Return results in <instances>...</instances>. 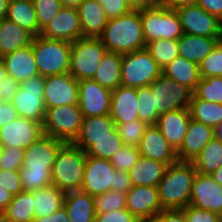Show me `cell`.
<instances>
[{"mask_svg": "<svg viewBox=\"0 0 222 222\" xmlns=\"http://www.w3.org/2000/svg\"><path fill=\"white\" fill-rule=\"evenodd\" d=\"M82 120L78 104L46 108L43 133L65 143H73L80 132Z\"/></svg>", "mask_w": 222, "mask_h": 222, "instance_id": "52a82bcc", "label": "cell"}, {"mask_svg": "<svg viewBox=\"0 0 222 222\" xmlns=\"http://www.w3.org/2000/svg\"><path fill=\"white\" fill-rule=\"evenodd\" d=\"M137 104L139 119L147 125H155L159 115L149 86L137 88Z\"/></svg>", "mask_w": 222, "mask_h": 222, "instance_id": "ab89813d", "label": "cell"}, {"mask_svg": "<svg viewBox=\"0 0 222 222\" xmlns=\"http://www.w3.org/2000/svg\"><path fill=\"white\" fill-rule=\"evenodd\" d=\"M63 7L77 8L84 0H60Z\"/></svg>", "mask_w": 222, "mask_h": 222, "instance_id": "e7e4bbea", "label": "cell"}, {"mask_svg": "<svg viewBox=\"0 0 222 222\" xmlns=\"http://www.w3.org/2000/svg\"><path fill=\"white\" fill-rule=\"evenodd\" d=\"M0 186L13 196L23 191L20 171L0 170Z\"/></svg>", "mask_w": 222, "mask_h": 222, "instance_id": "681fc988", "label": "cell"}, {"mask_svg": "<svg viewBox=\"0 0 222 222\" xmlns=\"http://www.w3.org/2000/svg\"><path fill=\"white\" fill-rule=\"evenodd\" d=\"M192 163L198 173L211 175L222 165V142L214 137Z\"/></svg>", "mask_w": 222, "mask_h": 222, "instance_id": "e575fe53", "label": "cell"}, {"mask_svg": "<svg viewBox=\"0 0 222 222\" xmlns=\"http://www.w3.org/2000/svg\"><path fill=\"white\" fill-rule=\"evenodd\" d=\"M106 52L100 38L82 37L72 42L69 74L77 81L92 79Z\"/></svg>", "mask_w": 222, "mask_h": 222, "instance_id": "9c48e42d", "label": "cell"}, {"mask_svg": "<svg viewBox=\"0 0 222 222\" xmlns=\"http://www.w3.org/2000/svg\"><path fill=\"white\" fill-rule=\"evenodd\" d=\"M189 205L222 216V185L214 181L210 175L197 172L192 184Z\"/></svg>", "mask_w": 222, "mask_h": 222, "instance_id": "ac0fdd59", "label": "cell"}, {"mask_svg": "<svg viewBox=\"0 0 222 222\" xmlns=\"http://www.w3.org/2000/svg\"><path fill=\"white\" fill-rule=\"evenodd\" d=\"M77 11L81 22L82 36L99 38L108 21L99 1L84 0L78 5Z\"/></svg>", "mask_w": 222, "mask_h": 222, "instance_id": "cb8c5ba5", "label": "cell"}, {"mask_svg": "<svg viewBox=\"0 0 222 222\" xmlns=\"http://www.w3.org/2000/svg\"><path fill=\"white\" fill-rule=\"evenodd\" d=\"M201 78L222 76V39L215 48L199 63Z\"/></svg>", "mask_w": 222, "mask_h": 222, "instance_id": "7bdbcfd3", "label": "cell"}, {"mask_svg": "<svg viewBox=\"0 0 222 222\" xmlns=\"http://www.w3.org/2000/svg\"><path fill=\"white\" fill-rule=\"evenodd\" d=\"M65 194L53 184L33 191L35 218L54 214L63 207Z\"/></svg>", "mask_w": 222, "mask_h": 222, "instance_id": "836d02e7", "label": "cell"}, {"mask_svg": "<svg viewBox=\"0 0 222 222\" xmlns=\"http://www.w3.org/2000/svg\"><path fill=\"white\" fill-rule=\"evenodd\" d=\"M214 135L222 142V121L214 128Z\"/></svg>", "mask_w": 222, "mask_h": 222, "instance_id": "a7ac6f4b", "label": "cell"}, {"mask_svg": "<svg viewBox=\"0 0 222 222\" xmlns=\"http://www.w3.org/2000/svg\"><path fill=\"white\" fill-rule=\"evenodd\" d=\"M157 4L168 9L176 10L184 6L196 5L198 4V0H160Z\"/></svg>", "mask_w": 222, "mask_h": 222, "instance_id": "91938a15", "label": "cell"}, {"mask_svg": "<svg viewBox=\"0 0 222 222\" xmlns=\"http://www.w3.org/2000/svg\"><path fill=\"white\" fill-rule=\"evenodd\" d=\"M193 94L198 99L222 104V76L201 78Z\"/></svg>", "mask_w": 222, "mask_h": 222, "instance_id": "60d3db41", "label": "cell"}, {"mask_svg": "<svg viewBox=\"0 0 222 222\" xmlns=\"http://www.w3.org/2000/svg\"><path fill=\"white\" fill-rule=\"evenodd\" d=\"M197 171L192 162L177 161L168 165L158 183V199L163 210L183 209L190 203L192 184Z\"/></svg>", "mask_w": 222, "mask_h": 222, "instance_id": "3957f363", "label": "cell"}, {"mask_svg": "<svg viewBox=\"0 0 222 222\" xmlns=\"http://www.w3.org/2000/svg\"><path fill=\"white\" fill-rule=\"evenodd\" d=\"M161 74L162 69L146 48L122 54L121 86L132 88L146 87Z\"/></svg>", "mask_w": 222, "mask_h": 222, "instance_id": "ba28073f", "label": "cell"}, {"mask_svg": "<svg viewBox=\"0 0 222 222\" xmlns=\"http://www.w3.org/2000/svg\"><path fill=\"white\" fill-rule=\"evenodd\" d=\"M18 117L14 106L11 101L2 102L0 104V128L15 120Z\"/></svg>", "mask_w": 222, "mask_h": 222, "instance_id": "9f6ffc18", "label": "cell"}, {"mask_svg": "<svg viewBox=\"0 0 222 222\" xmlns=\"http://www.w3.org/2000/svg\"><path fill=\"white\" fill-rule=\"evenodd\" d=\"M116 124L109 115L83 117L80 132L76 139H102L110 136Z\"/></svg>", "mask_w": 222, "mask_h": 222, "instance_id": "8d00e7d4", "label": "cell"}, {"mask_svg": "<svg viewBox=\"0 0 222 222\" xmlns=\"http://www.w3.org/2000/svg\"><path fill=\"white\" fill-rule=\"evenodd\" d=\"M147 126L148 125L140 119L116 124L119 136L123 140L124 145L134 147H138Z\"/></svg>", "mask_w": 222, "mask_h": 222, "instance_id": "ee69618b", "label": "cell"}, {"mask_svg": "<svg viewBox=\"0 0 222 222\" xmlns=\"http://www.w3.org/2000/svg\"><path fill=\"white\" fill-rule=\"evenodd\" d=\"M13 199V195L0 186V212H5Z\"/></svg>", "mask_w": 222, "mask_h": 222, "instance_id": "6125c7cd", "label": "cell"}, {"mask_svg": "<svg viewBox=\"0 0 222 222\" xmlns=\"http://www.w3.org/2000/svg\"><path fill=\"white\" fill-rule=\"evenodd\" d=\"M149 87L154 94L158 115L177 109L189 108L193 92L163 73Z\"/></svg>", "mask_w": 222, "mask_h": 222, "instance_id": "8fae6325", "label": "cell"}, {"mask_svg": "<svg viewBox=\"0 0 222 222\" xmlns=\"http://www.w3.org/2000/svg\"><path fill=\"white\" fill-rule=\"evenodd\" d=\"M112 91L93 79L78 81V106L83 117L110 114Z\"/></svg>", "mask_w": 222, "mask_h": 222, "instance_id": "5bb4252c", "label": "cell"}, {"mask_svg": "<svg viewBox=\"0 0 222 222\" xmlns=\"http://www.w3.org/2000/svg\"><path fill=\"white\" fill-rule=\"evenodd\" d=\"M138 147L124 145L110 160L115 170L128 172L139 160Z\"/></svg>", "mask_w": 222, "mask_h": 222, "instance_id": "bcb514c9", "label": "cell"}, {"mask_svg": "<svg viewBox=\"0 0 222 222\" xmlns=\"http://www.w3.org/2000/svg\"><path fill=\"white\" fill-rule=\"evenodd\" d=\"M46 108L78 104V81L69 73L44 77Z\"/></svg>", "mask_w": 222, "mask_h": 222, "instance_id": "2e32d148", "label": "cell"}, {"mask_svg": "<svg viewBox=\"0 0 222 222\" xmlns=\"http://www.w3.org/2000/svg\"><path fill=\"white\" fill-rule=\"evenodd\" d=\"M141 157L161 161L167 165L178 161L177 151L165 139L156 125H148L138 145Z\"/></svg>", "mask_w": 222, "mask_h": 222, "instance_id": "ffe728a7", "label": "cell"}, {"mask_svg": "<svg viewBox=\"0 0 222 222\" xmlns=\"http://www.w3.org/2000/svg\"><path fill=\"white\" fill-rule=\"evenodd\" d=\"M137 88L119 86L112 90L110 116L115 124L139 119Z\"/></svg>", "mask_w": 222, "mask_h": 222, "instance_id": "603a6c76", "label": "cell"}, {"mask_svg": "<svg viewBox=\"0 0 222 222\" xmlns=\"http://www.w3.org/2000/svg\"><path fill=\"white\" fill-rule=\"evenodd\" d=\"M73 144L84 150L87 156L109 160L124 146L117 128L106 138L75 139Z\"/></svg>", "mask_w": 222, "mask_h": 222, "instance_id": "83f0119b", "label": "cell"}, {"mask_svg": "<svg viewBox=\"0 0 222 222\" xmlns=\"http://www.w3.org/2000/svg\"><path fill=\"white\" fill-rule=\"evenodd\" d=\"M39 75L69 73L71 42L34 36L31 44Z\"/></svg>", "mask_w": 222, "mask_h": 222, "instance_id": "5b68a950", "label": "cell"}, {"mask_svg": "<svg viewBox=\"0 0 222 222\" xmlns=\"http://www.w3.org/2000/svg\"><path fill=\"white\" fill-rule=\"evenodd\" d=\"M212 179L216 181L218 184L222 185V165L211 175Z\"/></svg>", "mask_w": 222, "mask_h": 222, "instance_id": "03108f58", "label": "cell"}, {"mask_svg": "<svg viewBox=\"0 0 222 222\" xmlns=\"http://www.w3.org/2000/svg\"><path fill=\"white\" fill-rule=\"evenodd\" d=\"M34 35L7 18L0 25V57L32 44Z\"/></svg>", "mask_w": 222, "mask_h": 222, "instance_id": "484cf974", "label": "cell"}, {"mask_svg": "<svg viewBox=\"0 0 222 222\" xmlns=\"http://www.w3.org/2000/svg\"><path fill=\"white\" fill-rule=\"evenodd\" d=\"M181 210L184 212L187 222H222L221 215L192 205H188Z\"/></svg>", "mask_w": 222, "mask_h": 222, "instance_id": "c3c4849f", "label": "cell"}, {"mask_svg": "<svg viewBox=\"0 0 222 222\" xmlns=\"http://www.w3.org/2000/svg\"><path fill=\"white\" fill-rule=\"evenodd\" d=\"M128 7L133 11L150 9L157 3L154 0H126Z\"/></svg>", "mask_w": 222, "mask_h": 222, "instance_id": "94428289", "label": "cell"}, {"mask_svg": "<svg viewBox=\"0 0 222 222\" xmlns=\"http://www.w3.org/2000/svg\"><path fill=\"white\" fill-rule=\"evenodd\" d=\"M65 142L42 135L24 151L20 171L23 191H37L52 184V167Z\"/></svg>", "mask_w": 222, "mask_h": 222, "instance_id": "6da1fadb", "label": "cell"}, {"mask_svg": "<svg viewBox=\"0 0 222 222\" xmlns=\"http://www.w3.org/2000/svg\"><path fill=\"white\" fill-rule=\"evenodd\" d=\"M24 151L17 147L1 148L0 170L19 171L23 165Z\"/></svg>", "mask_w": 222, "mask_h": 222, "instance_id": "7dc6e473", "label": "cell"}, {"mask_svg": "<svg viewBox=\"0 0 222 222\" xmlns=\"http://www.w3.org/2000/svg\"><path fill=\"white\" fill-rule=\"evenodd\" d=\"M167 167L166 163L140 156L128 174L133 186L157 187L164 177Z\"/></svg>", "mask_w": 222, "mask_h": 222, "instance_id": "4316f807", "label": "cell"}, {"mask_svg": "<svg viewBox=\"0 0 222 222\" xmlns=\"http://www.w3.org/2000/svg\"><path fill=\"white\" fill-rule=\"evenodd\" d=\"M19 88L20 82L16 81L12 76L7 74V76H5L3 81L0 83V97L2 101H11Z\"/></svg>", "mask_w": 222, "mask_h": 222, "instance_id": "f5cc1de1", "label": "cell"}, {"mask_svg": "<svg viewBox=\"0 0 222 222\" xmlns=\"http://www.w3.org/2000/svg\"><path fill=\"white\" fill-rule=\"evenodd\" d=\"M9 0H0V20L6 18Z\"/></svg>", "mask_w": 222, "mask_h": 222, "instance_id": "be15d7a7", "label": "cell"}, {"mask_svg": "<svg viewBox=\"0 0 222 222\" xmlns=\"http://www.w3.org/2000/svg\"><path fill=\"white\" fill-rule=\"evenodd\" d=\"M70 222H94L96 210L92 204V196L82 190L65 194L64 204Z\"/></svg>", "mask_w": 222, "mask_h": 222, "instance_id": "f546056e", "label": "cell"}, {"mask_svg": "<svg viewBox=\"0 0 222 222\" xmlns=\"http://www.w3.org/2000/svg\"><path fill=\"white\" fill-rule=\"evenodd\" d=\"M152 222H187L184 212L181 209L162 210L154 217Z\"/></svg>", "mask_w": 222, "mask_h": 222, "instance_id": "db71d44e", "label": "cell"}, {"mask_svg": "<svg viewBox=\"0 0 222 222\" xmlns=\"http://www.w3.org/2000/svg\"><path fill=\"white\" fill-rule=\"evenodd\" d=\"M0 222H13L4 212H0Z\"/></svg>", "mask_w": 222, "mask_h": 222, "instance_id": "89a4df30", "label": "cell"}, {"mask_svg": "<svg viewBox=\"0 0 222 222\" xmlns=\"http://www.w3.org/2000/svg\"><path fill=\"white\" fill-rule=\"evenodd\" d=\"M6 18L31 32L34 36L40 35L41 30L36 18L33 0L9 1Z\"/></svg>", "mask_w": 222, "mask_h": 222, "instance_id": "d6a6232c", "label": "cell"}, {"mask_svg": "<svg viewBox=\"0 0 222 222\" xmlns=\"http://www.w3.org/2000/svg\"><path fill=\"white\" fill-rule=\"evenodd\" d=\"M145 43L159 39L178 40L183 28L176 10L156 4L150 9L140 10Z\"/></svg>", "mask_w": 222, "mask_h": 222, "instance_id": "8992f818", "label": "cell"}, {"mask_svg": "<svg viewBox=\"0 0 222 222\" xmlns=\"http://www.w3.org/2000/svg\"><path fill=\"white\" fill-rule=\"evenodd\" d=\"M33 222H70V219L65 207L63 206L54 214L34 218Z\"/></svg>", "mask_w": 222, "mask_h": 222, "instance_id": "680465c9", "label": "cell"}, {"mask_svg": "<svg viewBox=\"0 0 222 222\" xmlns=\"http://www.w3.org/2000/svg\"><path fill=\"white\" fill-rule=\"evenodd\" d=\"M190 120L189 108H183L160 115L155 125L165 139L177 150L182 145Z\"/></svg>", "mask_w": 222, "mask_h": 222, "instance_id": "7402d4cb", "label": "cell"}, {"mask_svg": "<svg viewBox=\"0 0 222 222\" xmlns=\"http://www.w3.org/2000/svg\"><path fill=\"white\" fill-rule=\"evenodd\" d=\"M214 137L213 127L191 118L182 145L176 150L178 161L192 162Z\"/></svg>", "mask_w": 222, "mask_h": 222, "instance_id": "44dd1931", "label": "cell"}, {"mask_svg": "<svg viewBox=\"0 0 222 222\" xmlns=\"http://www.w3.org/2000/svg\"><path fill=\"white\" fill-rule=\"evenodd\" d=\"M42 135V123L18 116L0 128V146L25 150Z\"/></svg>", "mask_w": 222, "mask_h": 222, "instance_id": "9a60e30c", "label": "cell"}, {"mask_svg": "<svg viewBox=\"0 0 222 222\" xmlns=\"http://www.w3.org/2000/svg\"><path fill=\"white\" fill-rule=\"evenodd\" d=\"M132 186L133 185L128 172L115 170V187L112 189V191H119L126 194Z\"/></svg>", "mask_w": 222, "mask_h": 222, "instance_id": "11a10c76", "label": "cell"}, {"mask_svg": "<svg viewBox=\"0 0 222 222\" xmlns=\"http://www.w3.org/2000/svg\"><path fill=\"white\" fill-rule=\"evenodd\" d=\"M162 73L178 83L186 86L192 92L200 82L199 64L191 62L182 56H177L162 69Z\"/></svg>", "mask_w": 222, "mask_h": 222, "instance_id": "4dcf8cb0", "label": "cell"}, {"mask_svg": "<svg viewBox=\"0 0 222 222\" xmlns=\"http://www.w3.org/2000/svg\"><path fill=\"white\" fill-rule=\"evenodd\" d=\"M189 110L193 120L213 128L222 121V104L198 99L194 94Z\"/></svg>", "mask_w": 222, "mask_h": 222, "instance_id": "d590c367", "label": "cell"}, {"mask_svg": "<svg viewBox=\"0 0 222 222\" xmlns=\"http://www.w3.org/2000/svg\"><path fill=\"white\" fill-rule=\"evenodd\" d=\"M183 32L210 38H222V21L198 4L176 9Z\"/></svg>", "mask_w": 222, "mask_h": 222, "instance_id": "7c38bea8", "label": "cell"}, {"mask_svg": "<svg viewBox=\"0 0 222 222\" xmlns=\"http://www.w3.org/2000/svg\"><path fill=\"white\" fill-rule=\"evenodd\" d=\"M108 19L119 17L130 12L126 0H98Z\"/></svg>", "mask_w": 222, "mask_h": 222, "instance_id": "f907efd6", "label": "cell"}, {"mask_svg": "<svg viewBox=\"0 0 222 222\" xmlns=\"http://www.w3.org/2000/svg\"><path fill=\"white\" fill-rule=\"evenodd\" d=\"M4 60L8 75L16 81L23 82L39 75L31 45L1 57Z\"/></svg>", "mask_w": 222, "mask_h": 222, "instance_id": "d4e9b609", "label": "cell"}, {"mask_svg": "<svg viewBox=\"0 0 222 222\" xmlns=\"http://www.w3.org/2000/svg\"><path fill=\"white\" fill-rule=\"evenodd\" d=\"M121 64L122 54L107 51L92 79L111 91L115 90L121 85Z\"/></svg>", "mask_w": 222, "mask_h": 222, "instance_id": "1f68e13d", "label": "cell"}, {"mask_svg": "<svg viewBox=\"0 0 222 222\" xmlns=\"http://www.w3.org/2000/svg\"><path fill=\"white\" fill-rule=\"evenodd\" d=\"M115 187V168L109 159L87 156L82 188L91 196H99Z\"/></svg>", "mask_w": 222, "mask_h": 222, "instance_id": "4fadbf2b", "label": "cell"}, {"mask_svg": "<svg viewBox=\"0 0 222 222\" xmlns=\"http://www.w3.org/2000/svg\"><path fill=\"white\" fill-rule=\"evenodd\" d=\"M92 204L96 214L126 209V194L110 190L99 196H92Z\"/></svg>", "mask_w": 222, "mask_h": 222, "instance_id": "b9f144b4", "label": "cell"}, {"mask_svg": "<svg viewBox=\"0 0 222 222\" xmlns=\"http://www.w3.org/2000/svg\"><path fill=\"white\" fill-rule=\"evenodd\" d=\"M222 38H210L192 34H183L178 39L179 56L199 64Z\"/></svg>", "mask_w": 222, "mask_h": 222, "instance_id": "f1b7e54d", "label": "cell"}, {"mask_svg": "<svg viewBox=\"0 0 222 222\" xmlns=\"http://www.w3.org/2000/svg\"><path fill=\"white\" fill-rule=\"evenodd\" d=\"M108 52L131 53L146 48L140 11L108 19L99 37Z\"/></svg>", "mask_w": 222, "mask_h": 222, "instance_id": "7a4b0ae2", "label": "cell"}, {"mask_svg": "<svg viewBox=\"0 0 222 222\" xmlns=\"http://www.w3.org/2000/svg\"><path fill=\"white\" fill-rule=\"evenodd\" d=\"M48 39L74 42L82 38V28L77 8L62 7L58 14L41 30Z\"/></svg>", "mask_w": 222, "mask_h": 222, "instance_id": "d6986e66", "label": "cell"}, {"mask_svg": "<svg viewBox=\"0 0 222 222\" xmlns=\"http://www.w3.org/2000/svg\"><path fill=\"white\" fill-rule=\"evenodd\" d=\"M39 29L42 30L62 9L60 0H33Z\"/></svg>", "mask_w": 222, "mask_h": 222, "instance_id": "f6af8a7d", "label": "cell"}, {"mask_svg": "<svg viewBox=\"0 0 222 222\" xmlns=\"http://www.w3.org/2000/svg\"><path fill=\"white\" fill-rule=\"evenodd\" d=\"M126 209L140 222H152L163 209L158 189L153 186H132L126 193Z\"/></svg>", "mask_w": 222, "mask_h": 222, "instance_id": "e0dca14e", "label": "cell"}, {"mask_svg": "<svg viewBox=\"0 0 222 222\" xmlns=\"http://www.w3.org/2000/svg\"><path fill=\"white\" fill-rule=\"evenodd\" d=\"M87 155L73 143H65L52 167V184L67 193L81 190Z\"/></svg>", "mask_w": 222, "mask_h": 222, "instance_id": "277c9868", "label": "cell"}, {"mask_svg": "<svg viewBox=\"0 0 222 222\" xmlns=\"http://www.w3.org/2000/svg\"><path fill=\"white\" fill-rule=\"evenodd\" d=\"M146 50L157 61L158 66L163 69L174 58L179 56L178 40L159 39L146 44Z\"/></svg>", "mask_w": 222, "mask_h": 222, "instance_id": "f35d334b", "label": "cell"}, {"mask_svg": "<svg viewBox=\"0 0 222 222\" xmlns=\"http://www.w3.org/2000/svg\"><path fill=\"white\" fill-rule=\"evenodd\" d=\"M43 96L44 77L37 75L20 82V88L11 103L18 116L43 123L46 111Z\"/></svg>", "mask_w": 222, "mask_h": 222, "instance_id": "30bf717a", "label": "cell"}, {"mask_svg": "<svg viewBox=\"0 0 222 222\" xmlns=\"http://www.w3.org/2000/svg\"><path fill=\"white\" fill-rule=\"evenodd\" d=\"M198 5L222 21V0H198Z\"/></svg>", "mask_w": 222, "mask_h": 222, "instance_id": "6f0895ef", "label": "cell"}, {"mask_svg": "<svg viewBox=\"0 0 222 222\" xmlns=\"http://www.w3.org/2000/svg\"><path fill=\"white\" fill-rule=\"evenodd\" d=\"M34 202L33 192L22 191L13 196L4 213L13 222H33L35 218Z\"/></svg>", "mask_w": 222, "mask_h": 222, "instance_id": "74e56055", "label": "cell"}, {"mask_svg": "<svg viewBox=\"0 0 222 222\" xmlns=\"http://www.w3.org/2000/svg\"><path fill=\"white\" fill-rule=\"evenodd\" d=\"M94 222H140L127 209L113 210L103 214H96Z\"/></svg>", "mask_w": 222, "mask_h": 222, "instance_id": "816d5d0a", "label": "cell"}, {"mask_svg": "<svg viewBox=\"0 0 222 222\" xmlns=\"http://www.w3.org/2000/svg\"><path fill=\"white\" fill-rule=\"evenodd\" d=\"M7 74L4 60L0 57V83L3 81V78L7 76Z\"/></svg>", "mask_w": 222, "mask_h": 222, "instance_id": "003e7915", "label": "cell"}]
</instances>
